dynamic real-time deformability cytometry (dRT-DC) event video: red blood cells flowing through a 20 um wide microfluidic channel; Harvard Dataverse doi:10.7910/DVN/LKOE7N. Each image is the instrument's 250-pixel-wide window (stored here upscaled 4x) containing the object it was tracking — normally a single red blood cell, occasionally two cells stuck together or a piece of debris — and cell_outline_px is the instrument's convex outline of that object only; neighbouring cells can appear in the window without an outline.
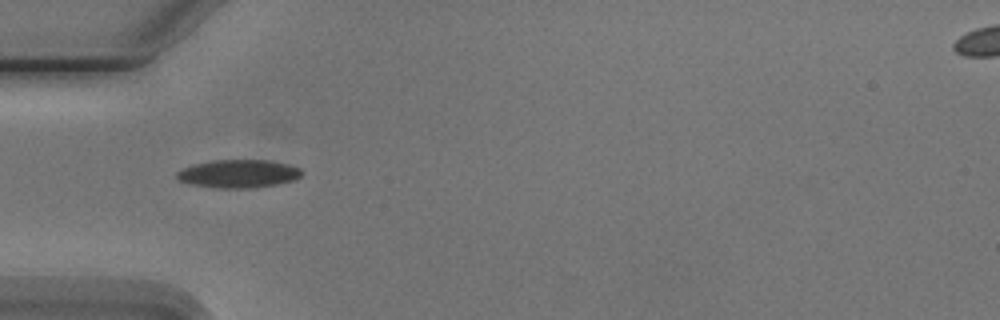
{"species": "Egyptian fruit bat (a non-hibernating species)", "species_latin": "Rousettus aegyptiacus", "temperature_condition": "cold", "stored_images_in_passage": 9, "camera_frame_rate_fps": 3000, "um_per_image_px": 0.085, "animal": {"sex": "male"}, "frame": {"image": 1, "passage_image": 5, "time_ms": 4.667, "image_size_px": [1000, 320], "cell_outline_px": [[304, 172], [300, 176], [292, 180], [276, 184], [252, 188], [216, 188], [192, 184], [180, 180], [176, 176], [176, 172], [184, 168], [196, 164], [212, 160], [272, 160], [288, 164], [300, 168]], "centroid_in_image_um": [20.3, 14.76], "position_along_channel_um": 64.7, "area_um2": 20.35}}
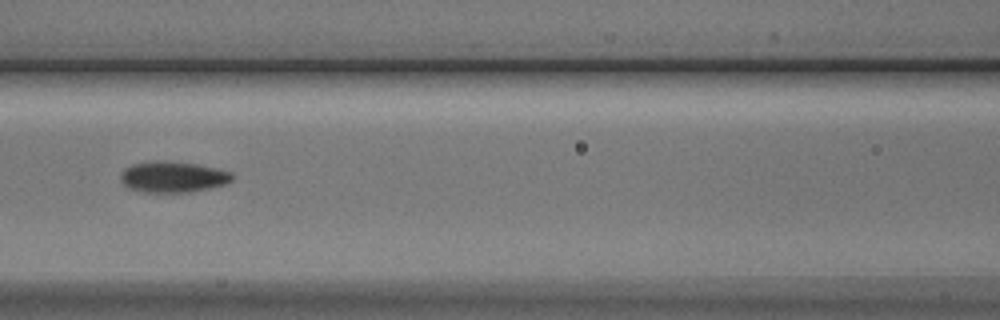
{"frame": {"image": 2, "passage_image": 7, "time_ms": 7.0, "image_size_px": [1000, 320], "cell_outline_px": [[232, 180], [224, 184], [208, 188], [188, 192], [144, 192], [128, 188], [120, 180], [120, 176], [124, 168], [132, 164], [196, 164], [216, 168], [232, 172]], "centroid_in_image_um": [14.71, 15.09], "position_along_channel_um": 151.9, "area_um2": 19.07}}
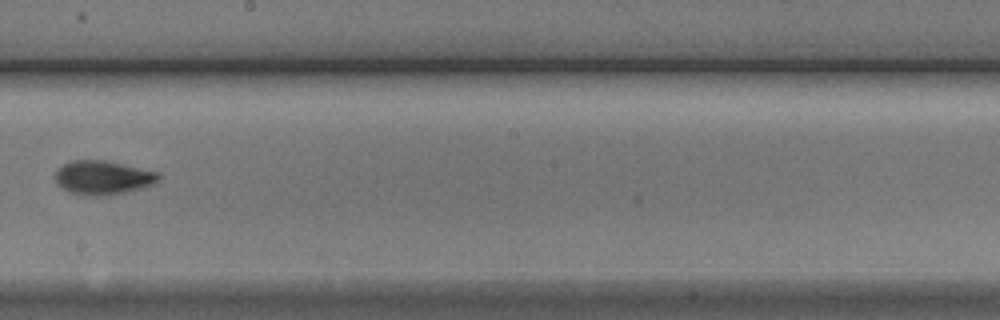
{"frame": {"image": 3, "passage_image": 9, "time_ms": 9.333, "image_size_px": [1000, 320], "cell_outline_px": [[160, 180], [152, 184], [140, 188], [124, 192], [104, 196], [84, 196], [68, 192], [56, 180], [56, 172], [64, 164], [72, 160], [104, 160], [160, 172]], "centroid_in_image_um": [8.77, 15.1], "position_along_channel_um": 239.4, "area_um2": 20.29}}